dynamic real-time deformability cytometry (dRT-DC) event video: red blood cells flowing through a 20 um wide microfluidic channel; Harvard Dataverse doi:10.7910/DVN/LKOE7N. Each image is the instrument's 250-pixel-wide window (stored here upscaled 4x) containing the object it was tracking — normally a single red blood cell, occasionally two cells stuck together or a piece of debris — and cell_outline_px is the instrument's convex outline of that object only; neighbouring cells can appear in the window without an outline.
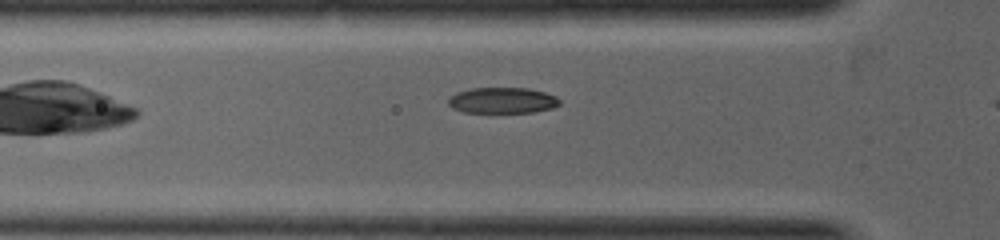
{"species": "common noctule bat (a hibernating species)", "species_latin": "Nyctalus noctula", "temperature_condition": "warm", "stored_images_in_passage": 5, "camera_frame_rate_fps": 5000, "um_per_image_px": 0.085, "animal": {"sex": "female", "body_mass_g": 19.0, "forearm_length_mm": 53.3}, "frame": {"image": 1, "passage_image": 4, "time_ms": 0.8, "image_size_px": [1000, 240], "cell_outline_px": [[560, 104], [552, 108], [536, 112], [464, 112], [452, 108], [448, 104], [448, 96], [456, 92], [472, 88], [528, 88], [544, 92], [556, 96], [560, 100]], "centroid_in_image_um": [42.69, 8.53], "position_along_channel_um": 83.1, "area_um2": 16.88}}